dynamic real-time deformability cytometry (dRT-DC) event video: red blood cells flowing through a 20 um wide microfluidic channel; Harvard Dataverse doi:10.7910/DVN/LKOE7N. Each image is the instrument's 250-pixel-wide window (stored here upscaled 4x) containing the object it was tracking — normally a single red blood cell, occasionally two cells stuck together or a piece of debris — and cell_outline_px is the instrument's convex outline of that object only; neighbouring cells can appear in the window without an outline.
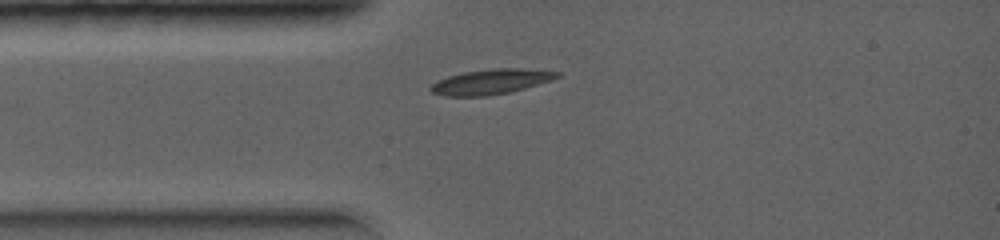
{"species": "common noctule bat (a hibernating species)", "species_latin": "Nyctalus noctula", "temperature_condition": "warm", "stored_images_in_passage": 2, "camera_frame_rate_fps": 5000, "um_per_image_px": 0.085, "animal": {"sex": "female", "body_mass_g": 19.0, "forearm_length_mm": 56.7}, "frame": {"image": 1, "passage_image": 1, "time_ms": 0.0, "image_size_px": [1000, 240], "cell_outline_px": [[560, 76], [552, 80], [512, 92], [488, 96], [444, 96], [432, 92], [428, 88], [432, 84], [448, 76], [464, 72], [492, 68], [520, 68], [560, 72]], "centroid_in_image_um": [41.74, 6.95], "position_along_channel_um": 43.3, "area_um2": 18.5}}
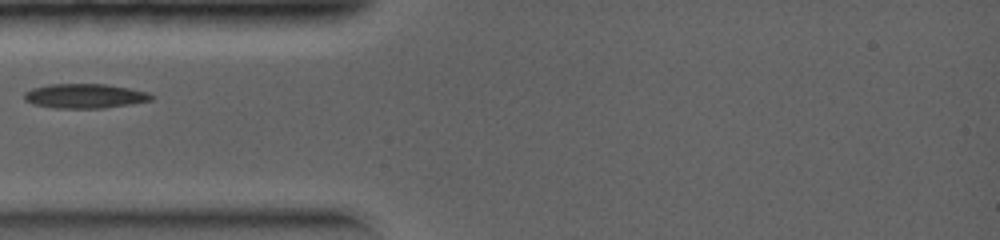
{"frame": {"image": 2, "passage_image": 2, "time_ms": 0.6, "image_size_px": [1000, 240], "cell_outline_px": [[152, 100], [104, 108], [56, 108], [32, 104], [24, 100], [24, 92], [32, 88], [48, 84], [104, 84], [128, 88], [148, 92], [152, 96]], "centroid_in_image_um": [7.15, 8.16], "position_along_channel_um": 77.8, "area_um2": 18.03}}